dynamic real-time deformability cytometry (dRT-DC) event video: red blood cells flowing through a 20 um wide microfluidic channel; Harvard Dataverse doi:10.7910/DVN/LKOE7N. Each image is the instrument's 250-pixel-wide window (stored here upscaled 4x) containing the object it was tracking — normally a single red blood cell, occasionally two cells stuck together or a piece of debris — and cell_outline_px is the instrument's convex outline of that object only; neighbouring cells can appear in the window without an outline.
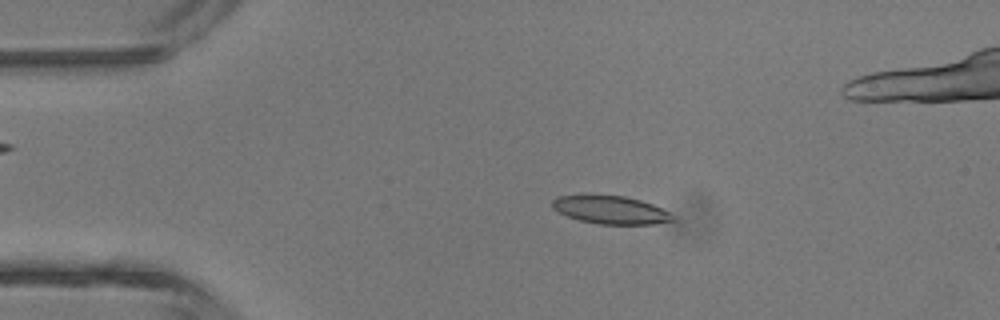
{"species": "common noctule bat (a hibernating species)", "species_latin": "Nyctalus noctula", "temperature_condition": "room temperature", "stored_images_in_passage": 4, "camera_frame_rate_fps": 3000, "um_per_image_px": 0.085, "animal": {"sex": "male", "body_mass_g": 13.3}, "frame": {"image": 1, "passage_image": 2, "time_ms": 1.0, "image_size_px": [1000, 320], "cell_outline_px": [[676, 220], [652, 224], [600, 224], [580, 220], [568, 216], [552, 208], [552, 200], [556, 196], [588, 192], [624, 196], [640, 200], [652, 204], [668, 212]], "centroid_in_image_um": [51.82, 17.79], "position_along_channel_um": 33.2, "area_um2": 20.17}}